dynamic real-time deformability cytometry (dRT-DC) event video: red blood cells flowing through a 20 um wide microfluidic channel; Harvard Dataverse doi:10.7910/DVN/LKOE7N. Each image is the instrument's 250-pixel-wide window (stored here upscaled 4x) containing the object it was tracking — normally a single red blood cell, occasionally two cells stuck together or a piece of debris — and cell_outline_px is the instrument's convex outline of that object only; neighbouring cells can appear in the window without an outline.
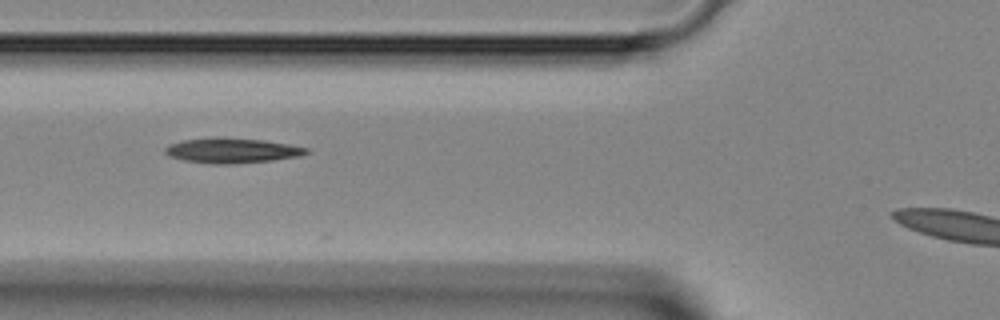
{"species": "Egyptian fruit bat (a non-hibernating species)", "species_latin": "Rousettus aegyptiacus", "temperature_condition": "room temperature", "stored_images_in_passage": 14, "camera_frame_rate_fps": 3000, "um_per_image_px": 0.085, "animal": {"sex": "female"}, "frame": {"image": 1, "passage_image": 5, "time_ms": 1.333, "image_size_px": [1000, 320], "cell_outline_px": [[308, 152], [300, 156], [272, 160], [236, 164], [212, 164], [184, 160], [168, 156], [164, 152], [164, 148], [168, 144], [184, 140], [216, 136], [224, 136], [264, 140], [288, 144], [308, 148]], "centroid_in_image_um": [19.67, 12.78], "position_along_channel_um": 106.1, "area_um2": 20.92}}
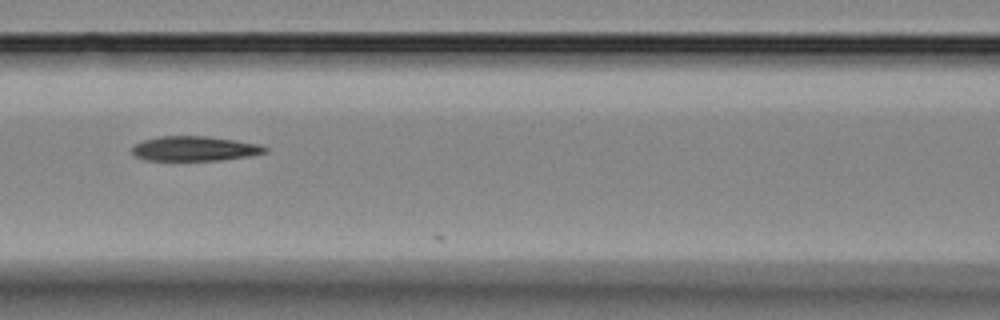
{"frame": {"image": 2, "passage_image": 8, "time_ms": 2.333, "image_size_px": [1000, 320], "cell_outline_px": [[268, 152], [248, 156], [220, 160], [144, 160], [132, 156], [132, 148], [136, 144], [144, 140], [160, 136], [204, 136], [260, 144], [268, 148]], "centroid_in_image_um": [16.52, 12.64], "position_along_channel_um": 150.1, "area_um2": 19.07}}
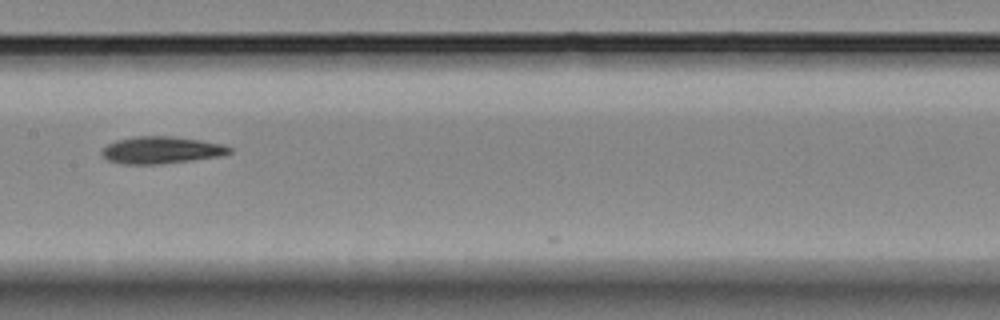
{"frame": {"image": 3, "passage_image": 11, "time_ms": 3.333, "image_size_px": [1000, 320], "cell_outline_px": [[232, 152], [220, 156], [192, 160], [160, 164], [124, 164], [108, 160], [100, 156], [100, 152], [108, 144], [116, 140], [136, 136], [168, 136], [200, 140], [224, 144], [232, 148]], "centroid_in_image_um": [13.7, 12.76], "position_along_channel_um": 193.7, "area_um2": 20.17}}